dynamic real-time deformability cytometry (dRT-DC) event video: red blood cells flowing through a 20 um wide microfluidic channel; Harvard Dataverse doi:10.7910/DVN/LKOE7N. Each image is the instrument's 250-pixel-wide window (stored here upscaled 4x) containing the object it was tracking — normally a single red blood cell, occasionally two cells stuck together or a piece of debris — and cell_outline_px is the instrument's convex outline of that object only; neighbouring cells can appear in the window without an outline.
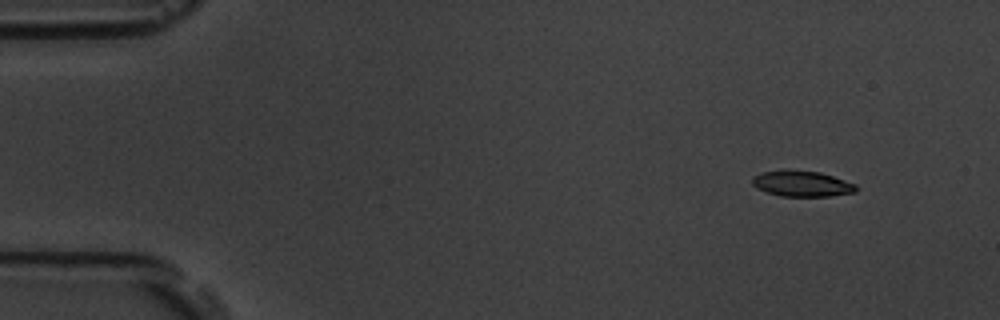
{"species": "common noctule bat (a hibernating species)", "species_latin": "Nyctalus noctula", "temperature_condition": "room temperature", "stored_images_in_passage": 51, "segment_of_instrument_passage": [1, 2], "camera_frame_rate_fps": 3000, "um_per_image_px": 0.085, "animal": {"sex": "male", "body_mass_g": 19.5, "forearm_length_mm": 54.6}, "frame": {"image": 1, "passage_image": 1, "time_ms": 0.0, "image_size_px": [1000, 320], "cell_outline_px": [[860, 188], [856, 192], [828, 196], [780, 196], [756, 188], [752, 184], [752, 176], [760, 172], [820, 172], [856, 184]], "centroid_in_image_um": [68.2, 15.65], "position_along_channel_um": 16.8, "area_um2": 15.09}}
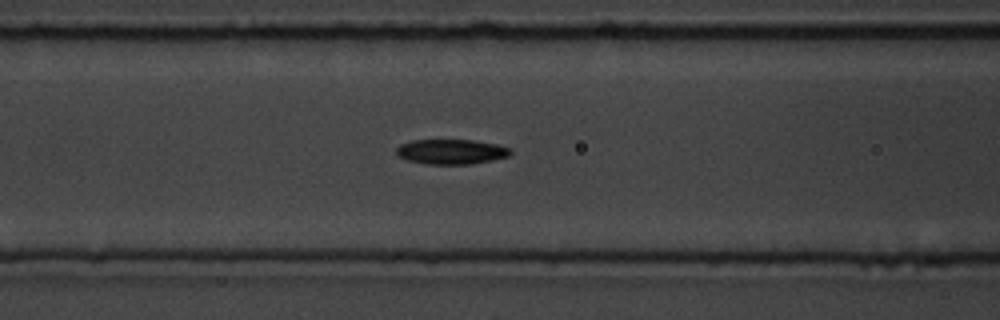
{"frame": {"image": 2, "passage_image": 18, "time_ms": 5.667, "image_size_px": [1000, 320], "cell_outline_px": [[512, 152], [508, 156], [492, 160], [472, 164], [428, 164], [408, 160], [396, 156], [396, 148], [400, 144], [412, 140], [472, 140], [496, 144], [512, 148]], "centroid_in_image_um": [38.35, 12.89], "position_along_channel_um": 128.3, "area_um2": 16.65}}
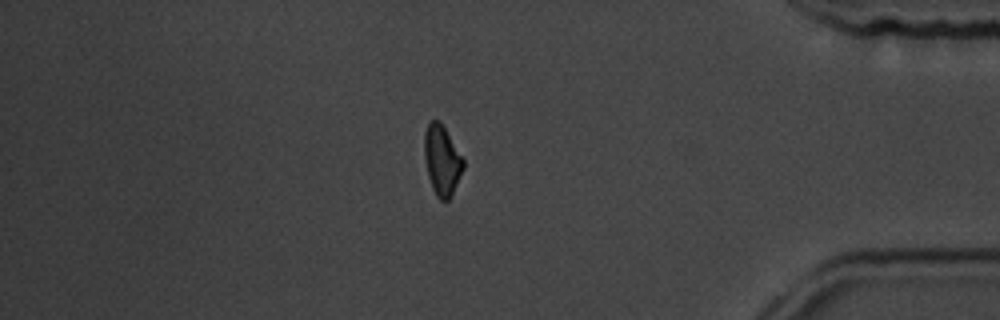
{"frame": {"image": 3, "passage_image": 42, "time_ms": 13.667, "image_size_px": [1000, 320], "cell_outline_px": [[464, 168], [448, 200], [440, 200], [436, 196], [432, 188], [428, 176], [424, 156], [424, 132], [428, 120], [440, 120], [464, 160]], "centroid_in_image_um": [37.54, 13.58], "position_along_channel_um": 397.7, "area_um2": 15.84}}